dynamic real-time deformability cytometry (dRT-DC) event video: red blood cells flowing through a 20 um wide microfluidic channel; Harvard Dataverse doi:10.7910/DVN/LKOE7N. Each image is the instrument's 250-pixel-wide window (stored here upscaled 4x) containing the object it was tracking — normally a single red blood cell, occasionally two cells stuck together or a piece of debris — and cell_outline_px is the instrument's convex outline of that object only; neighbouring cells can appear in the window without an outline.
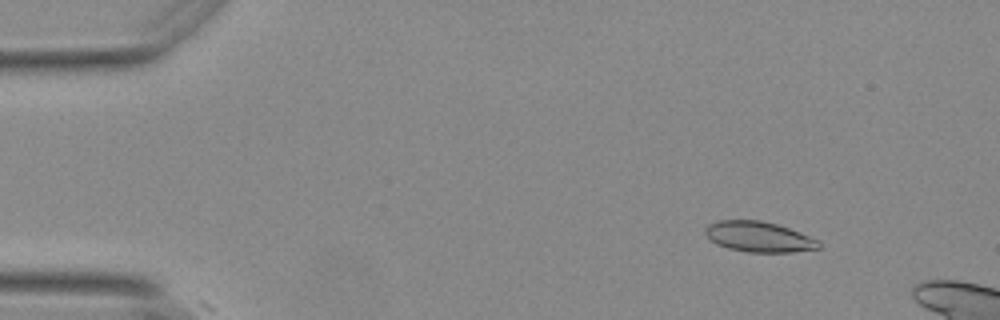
{"species": "Egyptian fruit bat (a non-hibernating species)", "species_latin": "Rousettus aegyptiacus", "temperature_condition": "warm", "stored_images_in_passage": 7, "camera_frame_rate_fps": 3000, "um_per_image_px": 0.085, "animal": {"sex": "female"}, "frame": {"image": 1, "passage_image": 6, "time_ms": 1.667, "image_size_px": [1000, 320], "cell_outline_px": [[820, 248], [792, 252], [748, 252], [728, 248], [716, 244], [704, 232], [704, 228], [708, 224], [720, 220], [760, 220], [776, 224], [788, 228], [820, 240]], "centroid_in_image_um": [64.5, 20.12], "position_along_channel_um": 20.5, "area_um2": 20.06}}